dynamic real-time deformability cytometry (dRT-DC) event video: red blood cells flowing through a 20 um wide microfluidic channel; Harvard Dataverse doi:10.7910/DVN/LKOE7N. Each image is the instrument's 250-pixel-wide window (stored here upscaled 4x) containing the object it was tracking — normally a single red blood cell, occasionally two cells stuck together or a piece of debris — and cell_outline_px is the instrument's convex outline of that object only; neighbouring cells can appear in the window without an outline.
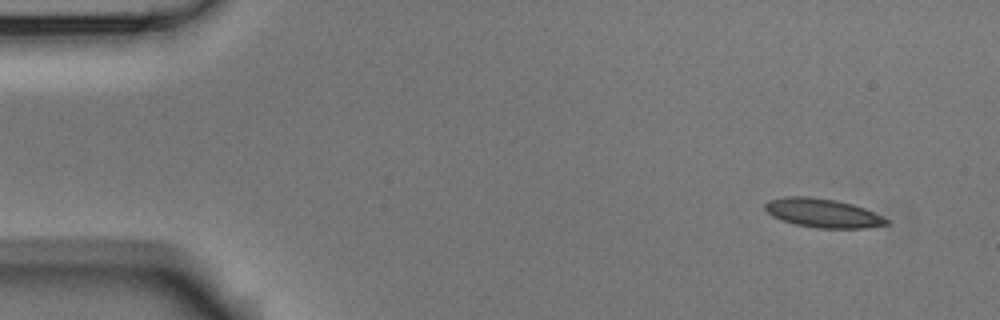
{"species": "Egyptian fruit bat (a non-hibernating species)", "species_latin": "Rousettus aegyptiacus", "temperature_condition": "room temperature", "stored_images_in_passage": 5, "camera_frame_rate_fps": 3000, "um_per_image_px": 0.085, "animal": {"sex": "male"}, "frame": {"image": 1, "passage_image": 1, "time_ms": 0.0, "image_size_px": [1000, 320], "cell_outline_px": [[892, 224], [864, 228], [816, 228], [796, 224], [772, 216], [764, 208], [764, 204], [768, 200], [784, 196], [808, 196], [836, 200], [852, 204], [864, 208], [888, 220]], "centroid_in_image_um": [69.92, 18.1], "position_along_channel_um": 15.1, "area_um2": 20.35}}
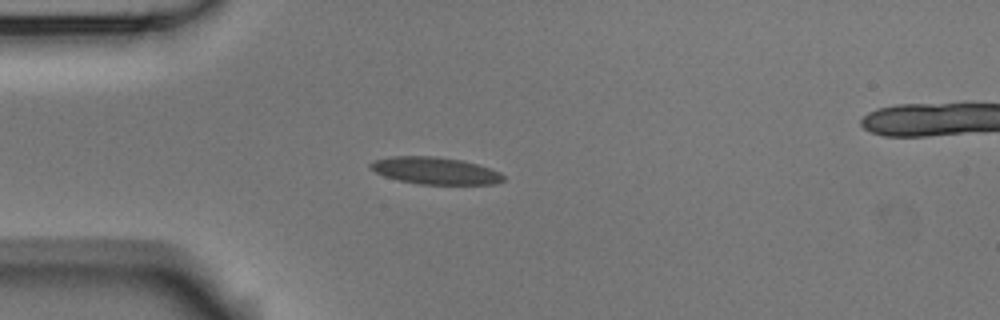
{"frame": {"image": 2, "passage_image": 4, "time_ms": 1.0, "image_size_px": [1000, 320], "cell_outline_px": [[504, 180], [496, 184], [420, 184], [400, 180], [384, 176], [368, 168], [368, 164], [372, 160], [392, 156], [436, 156], [464, 160], [500, 172], [504, 176]], "centroid_in_image_um": [36.95, 14.5], "position_along_channel_um": 48.0, "area_um2": 21.04}}